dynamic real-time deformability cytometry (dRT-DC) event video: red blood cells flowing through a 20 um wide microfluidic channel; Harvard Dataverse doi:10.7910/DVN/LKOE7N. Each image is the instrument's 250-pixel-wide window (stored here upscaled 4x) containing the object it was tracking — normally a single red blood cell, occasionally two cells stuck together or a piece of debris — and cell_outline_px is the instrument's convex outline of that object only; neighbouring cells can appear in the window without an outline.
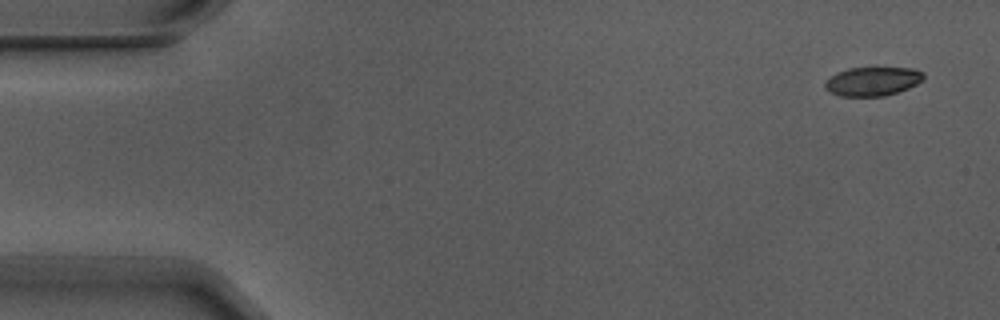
{"species": "Egyptian fruit bat (a non-hibernating species)", "species_latin": "Rousettus aegyptiacus", "temperature_condition": "warm", "stored_images_in_passage": 5, "camera_frame_rate_fps": 3000, "um_per_image_px": 0.085, "animal": {"sex": "male"}, "frame": {"image": 1, "passage_image": 1, "time_ms": 0.0, "image_size_px": [1000, 320], "cell_outline_px": [[924, 80], [908, 88], [884, 96], [840, 96], [828, 92], [824, 88], [824, 80], [848, 68], [876, 64], [912, 68], [924, 72]], "centroid_in_image_um": [74.18, 6.85], "position_along_channel_um": 10.8, "area_um2": 17.51}}